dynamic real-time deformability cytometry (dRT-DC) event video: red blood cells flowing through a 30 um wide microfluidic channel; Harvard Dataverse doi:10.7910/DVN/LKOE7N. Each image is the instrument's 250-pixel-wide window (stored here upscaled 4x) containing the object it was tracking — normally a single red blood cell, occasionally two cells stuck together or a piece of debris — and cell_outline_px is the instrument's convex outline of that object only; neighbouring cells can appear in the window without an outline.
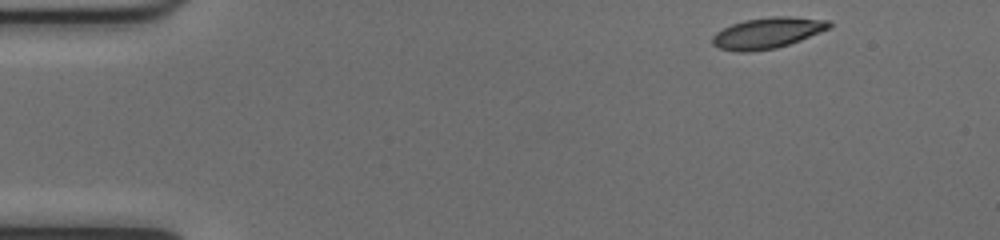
{"species": "common noctule bat (a hibernating species)", "species_latin": "Nyctalus noctula", "temperature_condition": "cold", "stored_images_in_passage": 47, "camera_frame_rate_fps": 3000, "um_per_image_px": 0.085, "animal": {"sex": "female", "body_mass_g": 17.0, "forearm_length_mm": 48.0}, "frame": {"image": 1, "passage_image": 1, "time_ms": 0.0, "image_size_px": [1000, 240], "cell_outline_px": [[832, 24], [828, 28], [820, 32], [800, 40], [776, 48], [748, 52], [740, 52], [720, 48], [712, 44], [712, 36], [716, 32], [732, 24], [744, 20], [772, 16], [788, 16], [828, 20]], "centroid_in_image_um": [65.21, 2.8], "position_along_channel_um": 19.8, "area_um2": 20.87}}
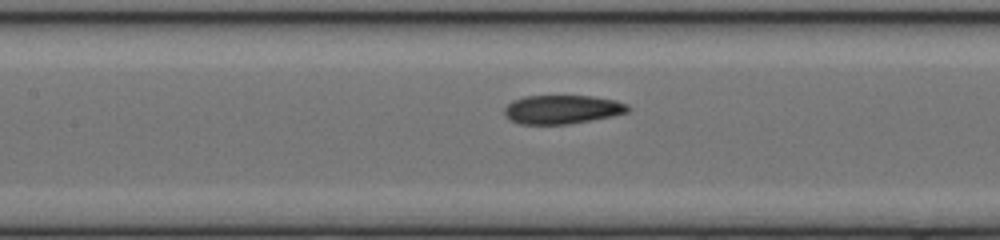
{"frame": {"image": 2, "passage_image": 19, "time_ms": 6.0, "image_size_px": [1000, 240], "cell_outline_px": [[632, 108], [628, 112], [612, 116], [592, 120], [568, 124], [520, 124], [508, 120], [504, 116], [504, 108], [512, 100], [524, 96], [592, 96], [616, 100], [628, 104]], "centroid_in_image_um": [47.78, 9.3], "position_along_channel_um": 159.6, "area_um2": 20.98}}
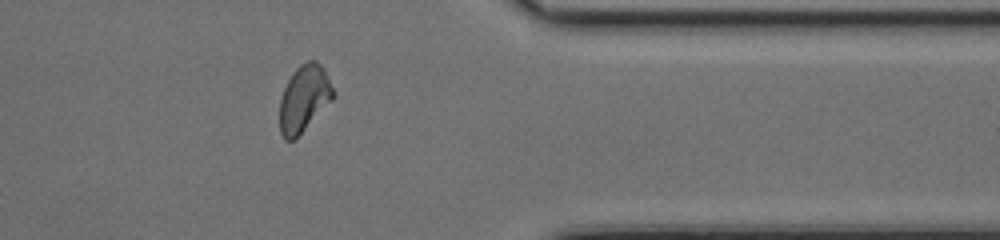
{"frame": {"image": 3, "passage_image": 37, "time_ms": 12.0, "image_size_px": [1000, 240], "cell_outline_px": [[336, 96], [296, 140], [284, 140], [280, 132], [280, 100], [284, 88], [292, 72], [300, 64], [308, 60], [316, 60], [324, 68], [336, 92]], "centroid_in_image_um": [25.87, 8.38], "position_along_channel_um": 385.5, "area_um2": 21.21}, "authors_computed_cell_mechanics": {"area_um2": 20.808, "velocity_mm_per_s": 4.0093, "shape_relaxation_time_tau1_ms": 8.7852, "shape_relaxation_time_tau2_ms": 1.9053, "deformation_change_tau1": 0.2506, "deformation_change_tau2": 0.0847}}